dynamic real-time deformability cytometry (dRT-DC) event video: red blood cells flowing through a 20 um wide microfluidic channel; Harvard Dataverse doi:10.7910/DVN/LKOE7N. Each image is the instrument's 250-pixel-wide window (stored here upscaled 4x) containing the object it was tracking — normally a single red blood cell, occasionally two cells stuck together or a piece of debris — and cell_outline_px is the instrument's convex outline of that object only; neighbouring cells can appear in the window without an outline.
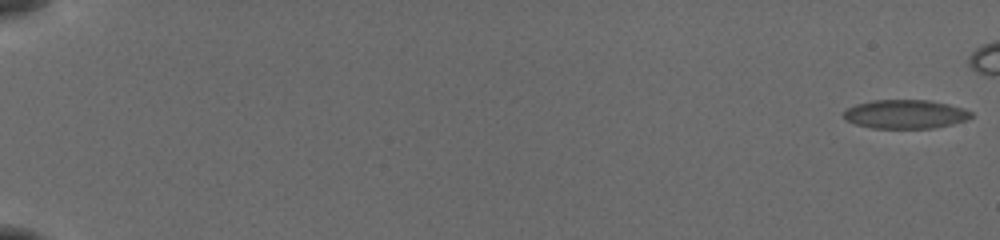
{"species": "common noctule bat (a hibernating species)", "species_latin": "Nyctalus noctula", "temperature_condition": "cold", "stored_images_in_passage": 49, "camera_frame_rate_fps": 3000, "um_per_image_px": 0.085, "animal": {"sex": "female", "body_mass_g": 19.5, "forearm_length_mm": 54.1}, "frame": {"image": 1, "passage_image": 1, "time_ms": 0.0, "image_size_px": [1000, 240], "cell_outline_px": [[972, 116], [964, 120], [952, 124], [932, 128], [872, 128], [856, 124], [844, 120], [844, 112], [848, 108], [856, 104], [872, 100], [928, 100], [948, 104], [972, 112]], "centroid_in_image_um": [76.91, 9.7], "position_along_channel_um": 8.1, "area_um2": 21.21}}
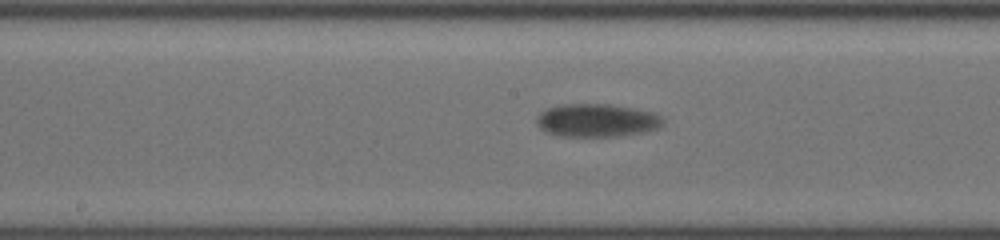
{"frame": {"image": 2, "passage_image": 33, "time_ms": 10.667, "image_size_px": [1000, 240], "cell_outline_px": [[664, 120], [660, 128], [644, 132], [620, 136], [556, 136], [544, 132], [536, 124], [536, 116], [540, 112], [548, 108], [560, 104], [608, 104], [632, 108], [648, 112], [660, 116]], "centroid_in_image_um": [50.66, 10.24], "position_along_channel_um": 197.5, "area_um2": 24.45}}
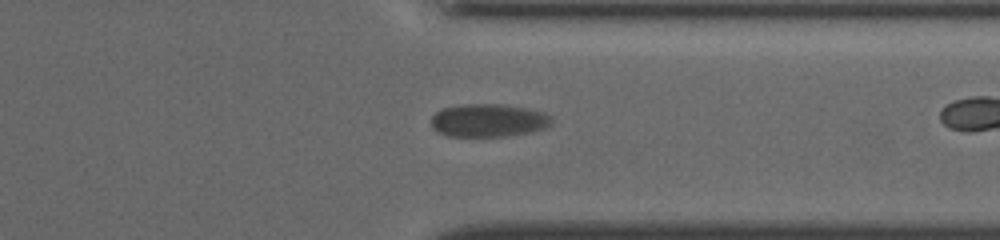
{"frame": {"image": 3, "passage_image": 47, "time_ms": 15.333, "image_size_px": [1000, 240], "cell_outline_px": [[552, 120], [544, 128], [528, 132], [504, 136], [448, 136], [436, 132], [432, 128], [432, 116], [436, 112], [444, 108], [464, 104], [504, 104], [544, 112], [552, 116]], "centroid_in_image_um": [41.48, 10.23], "position_along_channel_um": 369.9, "area_um2": 23.0}}